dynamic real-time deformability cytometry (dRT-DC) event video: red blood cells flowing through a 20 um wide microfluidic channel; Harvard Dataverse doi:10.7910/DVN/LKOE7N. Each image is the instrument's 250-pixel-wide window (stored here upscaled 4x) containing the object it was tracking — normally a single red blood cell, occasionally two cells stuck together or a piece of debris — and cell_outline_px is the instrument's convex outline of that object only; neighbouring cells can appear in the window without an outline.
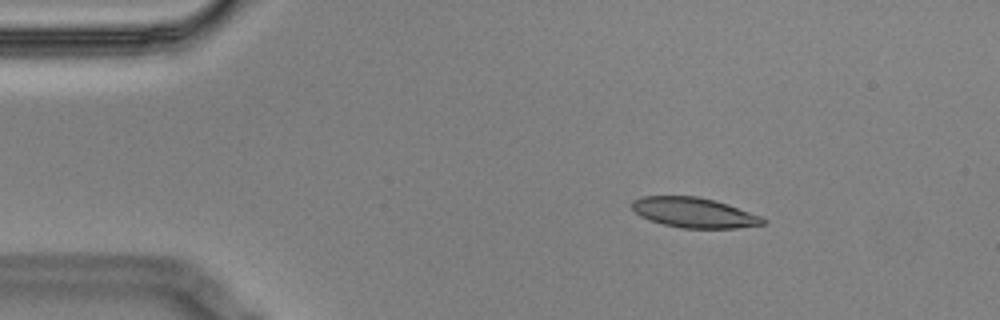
{"species": "Egyptian fruit bat (a non-hibernating species)", "species_latin": "Rousettus aegyptiacus", "temperature_condition": "cold", "stored_images_in_passage": 4, "camera_frame_rate_fps": 3000, "um_per_image_px": 0.085, "animal": {"sex": "male"}, "frame": {"image": 1, "passage_image": 2, "time_ms": 0.333, "image_size_px": [1000, 320], "cell_outline_px": [[768, 220], [764, 224], [736, 228], [684, 228], [664, 224], [640, 216], [632, 208], [632, 200], [640, 196], [696, 196], [728, 204], [760, 216]], "centroid_in_image_um": [58.99, 18.07], "position_along_channel_um": 26.0, "area_um2": 22.72}}